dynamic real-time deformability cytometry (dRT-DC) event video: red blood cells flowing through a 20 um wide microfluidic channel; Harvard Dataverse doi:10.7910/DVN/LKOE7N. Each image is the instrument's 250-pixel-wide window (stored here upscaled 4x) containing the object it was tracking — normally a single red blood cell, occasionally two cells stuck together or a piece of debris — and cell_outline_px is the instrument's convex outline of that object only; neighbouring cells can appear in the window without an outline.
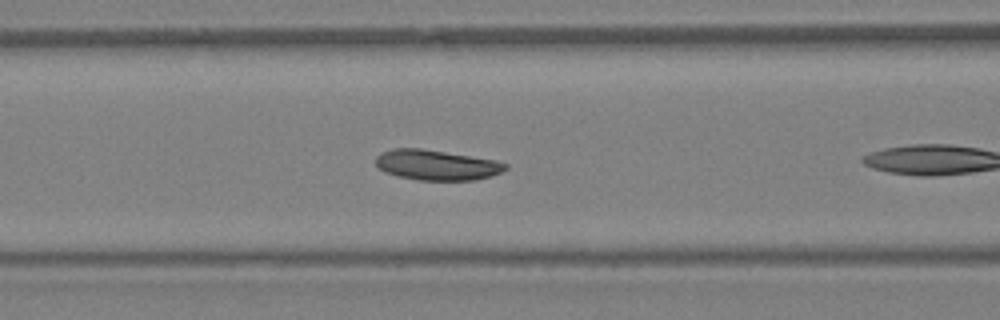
{"species": "Egyptian fruit bat (a non-hibernating species)", "species_latin": "Rousettus aegyptiacus", "temperature_condition": "warm", "stored_images_in_passage": 9, "camera_frame_rate_fps": 3000, "um_per_image_px": 0.085, "animal": {"sex": "female"}, "frame": {"image": 1, "passage_image": 6, "time_ms": 1.667, "image_size_px": [1000, 320], "cell_outline_px": [[508, 168], [492, 176], [476, 180], [420, 180], [396, 176], [384, 172], [376, 164], [376, 156], [380, 152], [392, 148], [424, 148], [496, 160], [508, 164]], "centroid_in_image_um": [37.1, 14.01], "position_along_channel_um": 129.5, "area_um2": 23.12}}
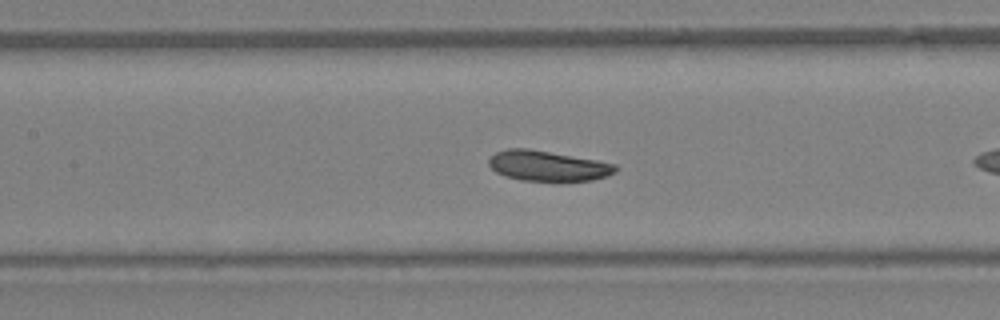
{"frame": {"image": 2, "passage_image": 8, "time_ms": 2.333, "image_size_px": [1000, 320], "cell_outline_px": [[616, 172], [608, 176], [592, 180], [524, 180], [504, 176], [496, 172], [488, 164], [488, 160], [496, 152], [508, 148], [528, 148], [596, 160], [616, 164]], "centroid_in_image_um": [46.55, 14.09], "position_along_channel_um": 160.9, "area_um2": 22.08}}